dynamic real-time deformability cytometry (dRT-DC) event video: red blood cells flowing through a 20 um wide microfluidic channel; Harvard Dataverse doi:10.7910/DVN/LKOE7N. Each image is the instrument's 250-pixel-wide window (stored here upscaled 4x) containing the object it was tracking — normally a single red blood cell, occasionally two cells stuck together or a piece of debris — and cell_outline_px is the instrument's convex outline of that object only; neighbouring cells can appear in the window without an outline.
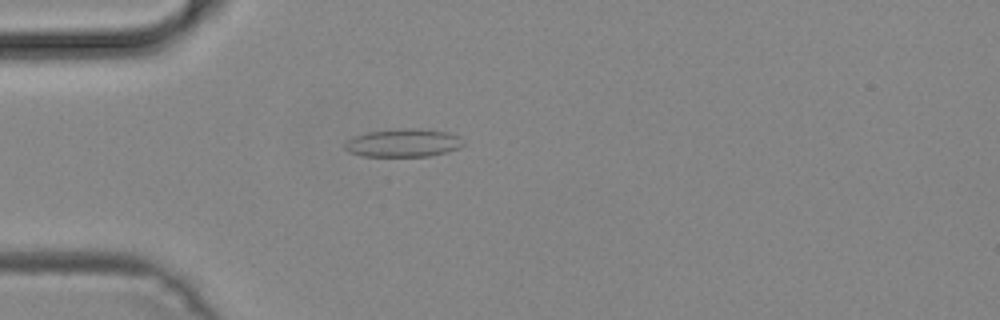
{"species": "common noctule bat (a hibernating species)", "species_latin": "Nyctalus noctula", "temperature_condition": "cold", "stored_images_in_passage": 50, "camera_frame_rate_fps": 3000, "um_per_image_px": 0.085, "animal": {"sex": "male", "body_mass_g": 19.2, "forearm_length_mm": 51.8}, "frame": {"image": 1, "passage_image": 14, "time_ms": 4.333, "image_size_px": [1000, 320], "cell_outline_px": [[464, 144], [460, 148], [448, 152], [428, 156], [360, 156], [348, 152], [344, 148], [344, 144], [348, 140], [356, 136], [368, 132], [400, 128], [420, 128], [448, 132], [460, 136]], "centroid_in_image_um": [34.31, 12.14], "position_along_channel_um": 50.7, "area_um2": 19.59}}
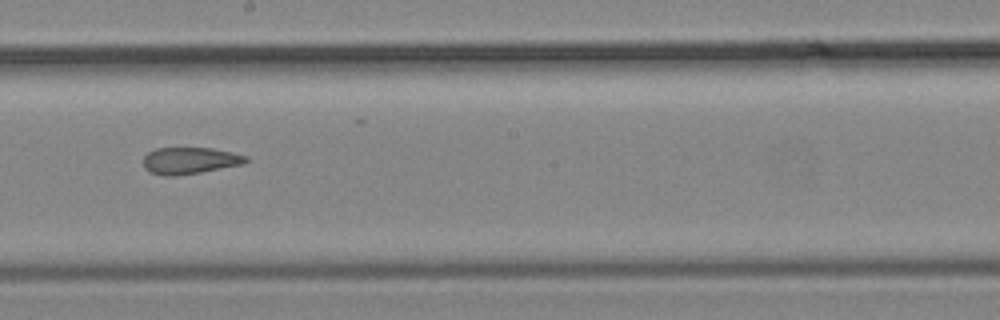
{"frame": {"image": 2, "passage_image": 28, "time_ms": 9.0, "image_size_px": [1000, 320], "cell_outline_px": [[248, 160], [244, 164], [200, 172], [176, 176], [164, 176], [148, 172], [144, 168], [144, 156], [148, 152], [156, 148], [212, 148], [232, 152], [248, 156]], "centroid_in_image_um": [16.12, 13.65], "position_along_channel_um": 232.1, "area_um2": 16.07}}
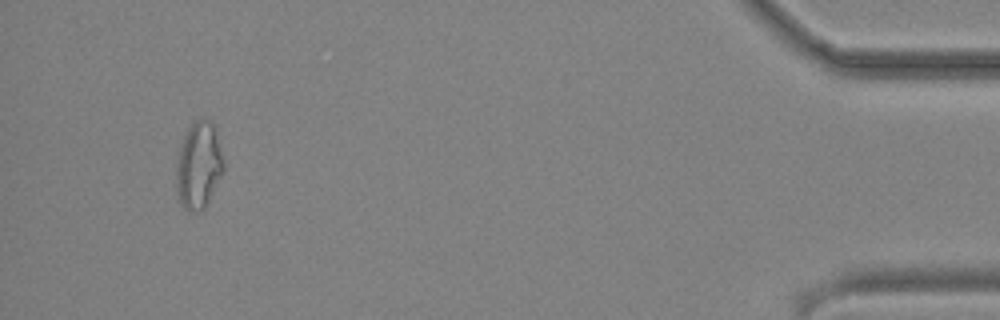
{"frame": {"image": 3, "passage_image": 47, "time_ms": 15.333, "image_size_px": [1000, 320], "cell_outline_px": [[224, 168], [204, 208], [200, 212], [188, 212], [184, 208], [176, 192], [176, 168], [180, 144], [188, 128], [196, 120], [204, 116], [216, 128], [224, 156]], "centroid_in_image_um": [16.89, 14.03], "position_along_channel_um": 418.3, "area_um2": 24.1}}